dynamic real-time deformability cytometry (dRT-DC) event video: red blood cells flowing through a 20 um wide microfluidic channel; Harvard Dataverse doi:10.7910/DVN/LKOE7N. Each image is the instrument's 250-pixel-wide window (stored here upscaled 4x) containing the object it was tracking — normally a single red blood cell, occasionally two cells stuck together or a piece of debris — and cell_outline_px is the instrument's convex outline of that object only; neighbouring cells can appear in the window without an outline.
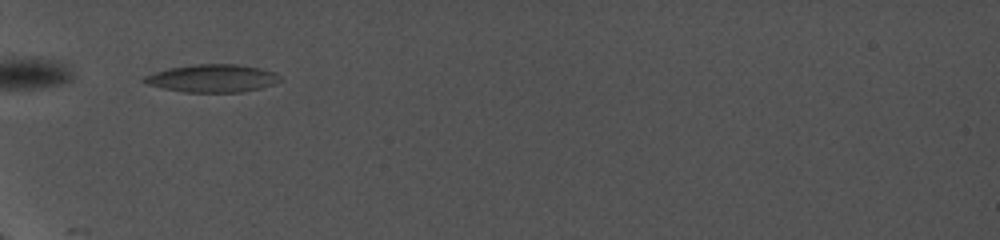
{"species": "common noctule bat (a hibernating species)", "species_latin": "Nyctalus noctula", "temperature_condition": "cold", "stored_images_in_passage": 7, "camera_frame_rate_fps": 5000, "um_per_image_px": 0.085, "animal": {"sex": "female", "body_mass_g": 19.0, "forearm_length_mm": 56.7}, "frame": {"image": 1, "passage_image": 1, "time_ms": 0.0, "image_size_px": [1000, 240], "cell_outline_px": [[284, 80], [260, 88], [240, 92], [184, 92], [144, 84], [140, 80], [144, 76], [168, 68], [196, 64], [236, 64], [260, 68], [276, 72]], "centroid_in_image_um": [18.05, 6.65], "position_along_channel_um": 67.0, "area_um2": 22.08}}